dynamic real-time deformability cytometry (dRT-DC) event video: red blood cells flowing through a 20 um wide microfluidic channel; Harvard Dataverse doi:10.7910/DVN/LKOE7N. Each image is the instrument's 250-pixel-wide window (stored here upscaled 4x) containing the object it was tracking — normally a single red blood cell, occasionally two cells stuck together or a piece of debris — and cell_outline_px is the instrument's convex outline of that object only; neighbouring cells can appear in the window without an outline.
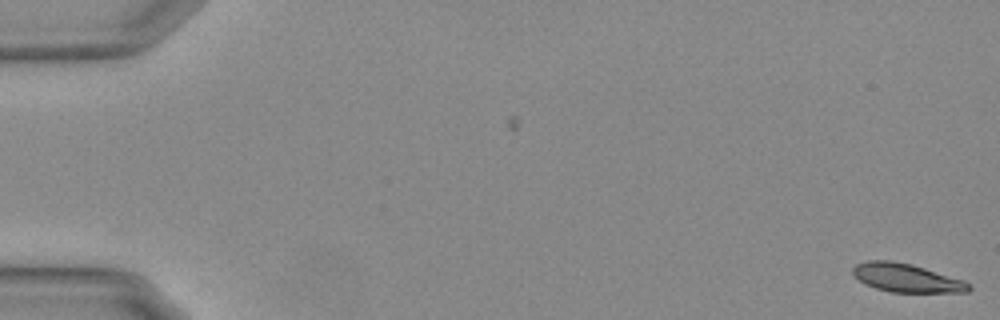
{"species": "Egyptian fruit bat (a non-hibernating species)", "species_latin": "Rousettus aegyptiacus", "temperature_condition": "warm", "stored_images_in_passage": 14, "camera_frame_rate_fps": 3000, "um_per_image_px": 0.085, "animal": {"sex": "female"}, "frame": {"image": 1, "passage_image": 1, "time_ms": 0.0, "image_size_px": [1000, 320], "cell_outline_px": [[972, 288], [968, 292], [892, 292], [876, 288], [860, 280], [852, 272], [852, 268], [856, 264], [868, 260], [892, 260], [912, 264], [964, 280]], "centroid_in_image_um": [77.06, 23.61], "position_along_channel_um": 7.9, "area_um2": 19.07}}